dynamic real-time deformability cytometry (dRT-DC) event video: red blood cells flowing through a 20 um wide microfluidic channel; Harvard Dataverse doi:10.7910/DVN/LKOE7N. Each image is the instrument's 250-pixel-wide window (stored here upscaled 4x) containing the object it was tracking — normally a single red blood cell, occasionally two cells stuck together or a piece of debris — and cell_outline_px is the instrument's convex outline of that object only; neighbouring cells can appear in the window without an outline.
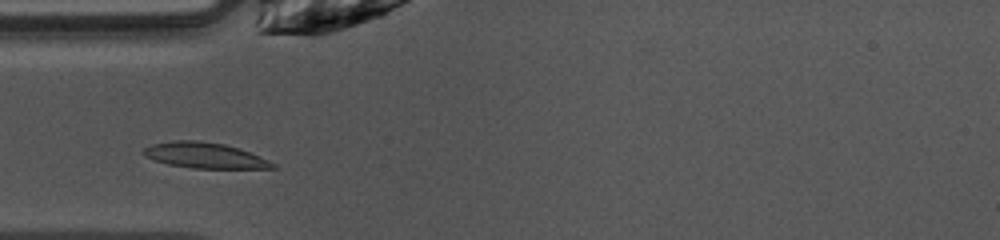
{"species": "common noctule bat (a hibernating species)", "species_latin": "Nyctalus noctula", "temperature_condition": "warm", "stored_images_in_passage": 35, "camera_frame_rate_fps": 3000, "um_per_image_px": 0.085, "animal": {"sex": "female", "body_mass_g": 10.0, "forearm_length_mm": 53.1}, "frame": {"image": 1, "passage_image": 1, "time_ms": 0.0, "image_size_px": [1000, 240], "cell_outline_px": [[276, 168], [192, 168], [168, 164], [144, 156], [140, 152], [144, 148], [152, 144], [172, 140], [200, 140], [224, 144], [248, 152], [268, 160], [276, 164]], "centroid_in_image_um": [17.34, 13.2], "position_along_channel_um": 67.7, "area_um2": 19.13}}
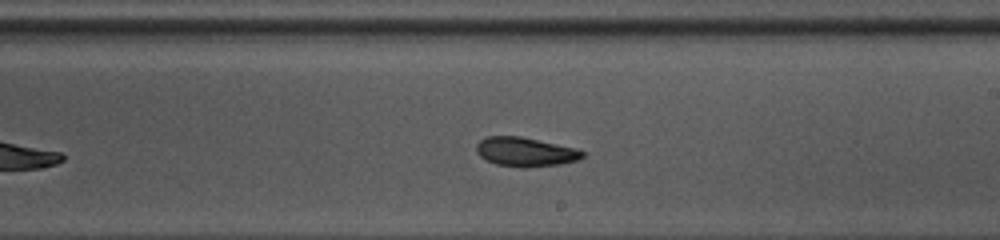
{"frame": {"image": 2, "passage_image": 14, "time_ms": 4.333, "image_size_px": [1000, 240], "cell_outline_px": [[584, 156], [576, 160], [560, 164], [524, 168], [520, 168], [496, 164], [480, 156], [476, 152], [476, 144], [484, 136], [520, 136], [576, 148], [584, 152]], "centroid_in_image_um": [44.62, 12.91], "position_along_channel_um": 244.4, "area_um2": 18.03}}
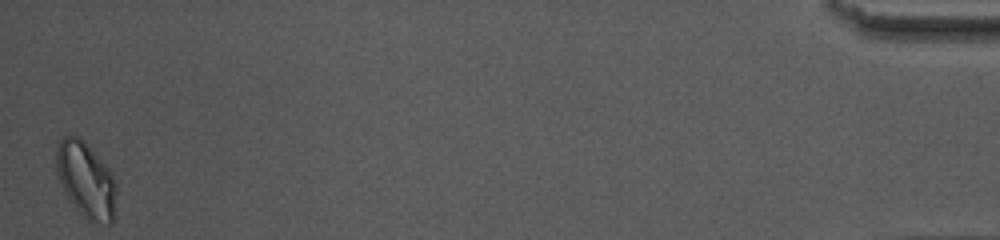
{"frame": {"image": 3, "passage_image": 35, "time_ms": 11.333, "image_size_px": [1000, 240], "cell_outline_px": [[116, 192], [112, 224], [92, 224], [76, 208], [68, 196], [56, 172], [56, 148], [60, 140], [64, 136], [80, 136], [84, 140], [108, 168], [116, 184]], "centroid_in_image_um": [7.31, 15.3], "position_along_channel_um": 427.9, "area_um2": 26.24}}